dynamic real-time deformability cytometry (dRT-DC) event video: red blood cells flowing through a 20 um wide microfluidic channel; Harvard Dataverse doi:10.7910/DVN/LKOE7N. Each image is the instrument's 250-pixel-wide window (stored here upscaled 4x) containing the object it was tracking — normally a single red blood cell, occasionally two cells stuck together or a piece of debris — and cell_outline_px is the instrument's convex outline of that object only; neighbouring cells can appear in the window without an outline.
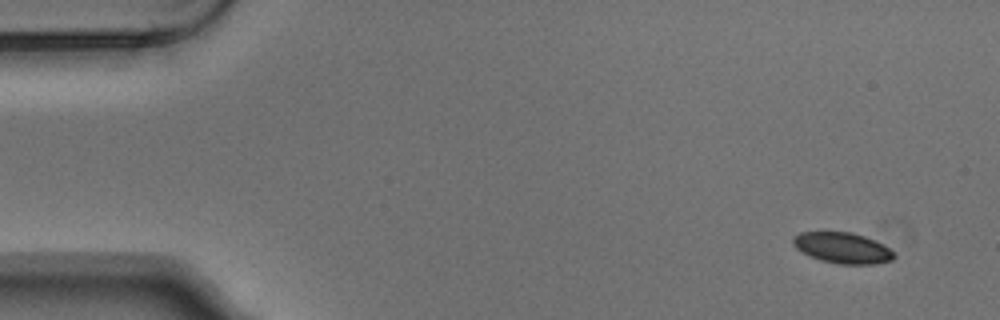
{"species": "Egyptian fruit bat (a non-hibernating species)", "species_latin": "Rousettus aegyptiacus", "temperature_condition": "warm", "stored_images_in_passage": 4, "camera_frame_rate_fps": 3000, "um_per_image_px": 0.085, "animal": {"sex": "male"}, "frame": {"image": 1, "passage_image": 1, "time_ms": 0.0, "image_size_px": [1000, 320], "cell_outline_px": [[896, 256], [892, 260], [876, 264], [840, 264], [820, 260], [808, 256], [796, 248], [792, 244], [792, 236], [800, 232], [852, 232], [864, 236], [888, 248]], "centroid_in_image_um": [71.55, 21.07], "position_along_channel_um": 13.4, "area_um2": 18.09}}
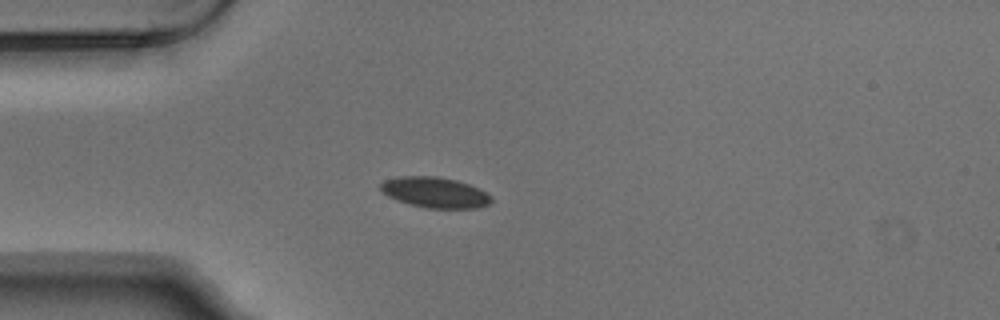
{"frame": {"image": 2, "passage_image": 4, "time_ms": 1.0, "image_size_px": [1000, 320], "cell_outline_px": [[492, 200], [488, 204], [476, 208], [428, 208], [408, 204], [396, 200], [388, 196], [380, 188], [380, 184], [384, 180], [400, 176], [436, 176], [456, 180], [468, 184], [492, 196]], "centroid_in_image_um": [36.94, 16.36], "position_along_channel_um": 48.1, "area_um2": 19.59}}